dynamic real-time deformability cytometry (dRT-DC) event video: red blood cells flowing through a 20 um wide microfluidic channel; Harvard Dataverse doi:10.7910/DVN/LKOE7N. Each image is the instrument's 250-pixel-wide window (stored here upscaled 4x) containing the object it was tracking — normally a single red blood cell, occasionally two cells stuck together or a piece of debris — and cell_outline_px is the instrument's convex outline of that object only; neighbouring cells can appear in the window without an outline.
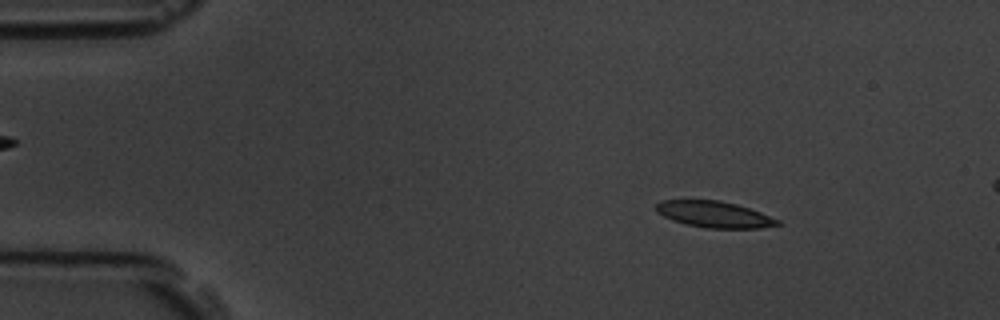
{"species": "common noctule bat (a hibernating species)", "species_latin": "Nyctalus noctula", "temperature_condition": "room temperature", "stored_images_in_passage": 4, "camera_frame_rate_fps": 3000, "um_per_image_px": 0.085, "animal": {"sex": "male", "body_mass_g": 19.5, "forearm_length_mm": 54.6}, "frame": {"image": 1, "passage_image": 2, "time_ms": 1.333, "image_size_px": [1000, 320], "cell_outline_px": [[780, 224], [760, 228], [704, 228], [672, 220], [656, 212], [656, 204], [660, 200], [720, 200], [736, 204], [760, 212], [780, 220]], "centroid_in_image_um": [60.69, 18.22], "position_along_channel_um": 24.3, "area_um2": 18.5}}